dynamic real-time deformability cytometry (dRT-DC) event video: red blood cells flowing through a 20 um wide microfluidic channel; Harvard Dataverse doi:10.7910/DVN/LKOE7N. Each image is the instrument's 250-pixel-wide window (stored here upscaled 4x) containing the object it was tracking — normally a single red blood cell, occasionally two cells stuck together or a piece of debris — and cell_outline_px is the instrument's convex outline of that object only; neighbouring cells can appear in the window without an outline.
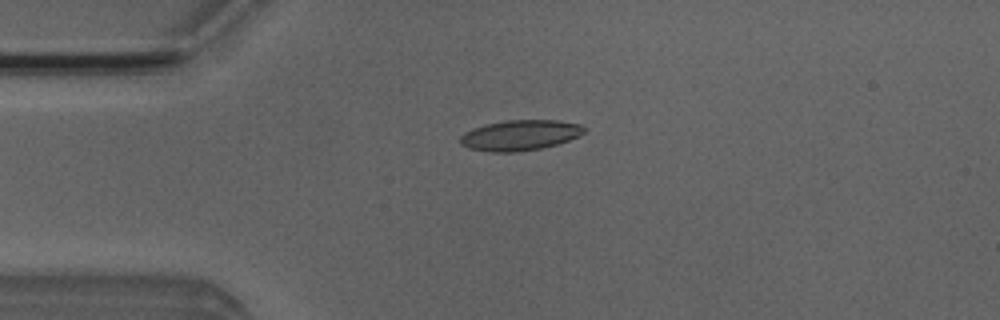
{"species": "Egyptian fruit bat (a non-hibernating species)", "species_latin": "Rousettus aegyptiacus", "temperature_condition": "room temperature", "stored_images_in_passage": 5, "camera_frame_rate_fps": 3000, "um_per_image_px": 0.085, "animal": {"sex": "male"}, "frame": {"image": 1, "passage_image": 3, "time_ms": 3.333, "image_size_px": [1000, 320], "cell_outline_px": [[588, 128], [584, 132], [568, 140], [556, 144], [540, 148], [516, 152], [492, 152], [468, 148], [460, 144], [460, 136], [464, 132], [472, 128], [504, 120], [556, 120], [580, 124]], "centroid_in_image_um": [44.17, 11.49], "position_along_channel_um": 40.8, "area_um2": 21.91}}